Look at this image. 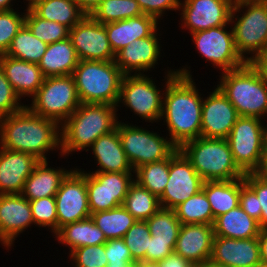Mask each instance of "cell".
<instances>
[{
  "instance_id": "cb8c5ba5",
  "label": "cell",
  "mask_w": 267,
  "mask_h": 267,
  "mask_svg": "<svg viewBox=\"0 0 267 267\" xmlns=\"http://www.w3.org/2000/svg\"><path fill=\"white\" fill-rule=\"evenodd\" d=\"M0 66L21 100H30L45 79L38 64L15 59L5 54L0 55Z\"/></svg>"
},
{
  "instance_id": "8992f818",
  "label": "cell",
  "mask_w": 267,
  "mask_h": 267,
  "mask_svg": "<svg viewBox=\"0 0 267 267\" xmlns=\"http://www.w3.org/2000/svg\"><path fill=\"white\" fill-rule=\"evenodd\" d=\"M166 68H164L165 76H163L165 79L162 80L165 81L161 87L158 86L157 80L152 79L150 77L152 75L148 73L123 75L117 110L125 107V109H130V112H133L132 116L140 117L141 122L145 120L151 124L155 122L158 124L162 115L166 85L177 75L175 68L171 69L169 66Z\"/></svg>"
},
{
  "instance_id": "30bf717a",
  "label": "cell",
  "mask_w": 267,
  "mask_h": 267,
  "mask_svg": "<svg viewBox=\"0 0 267 267\" xmlns=\"http://www.w3.org/2000/svg\"><path fill=\"white\" fill-rule=\"evenodd\" d=\"M30 101L26 106L33 113L60 126L81 104L72 75L46 77Z\"/></svg>"
},
{
  "instance_id": "f1b7e54d",
  "label": "cell",
  "mask_w": 267,
  "mask_h": 267,
  "mask_svg": "<svg viewBox=\"0 0 267 267\" xmlns=\"http://www.w3.org/2000/svg\"><path fill=\"white\" fill-rule=\"evenodd\" d=\"M53 236L58 244L68 247V254L79 247L105 244L108 241L91 217L68 223L58 229Z\"/></svg>"
},
{
  "instance_id": "9c48e42d",
  "label": "cell",
  "mask_w": 267,
  "mask_h": 267,
  "mask_svg": "<svg viewBox=\"0 0 267 267\" xmlns=\"http://www.w3.org/2000/svg\"><path fill=\"white\" fill-rule=\"evenodd\" d=\"M119 120L116 126L125 154L133 170L141 165L169 158L178 147L158 131ZM147 128V129H146Z\"/></svg>"
},
{
  "instance_id": "e7e4bbea",
  "label": "cell",
  "mask_w": 267,
  "mask_h": 267,
  "mask_svg": "<svg viewBox=\"0 0 267 267\" xmlns=\"http://www.w3.org/2000/svg\"><path fill=\"white\" fill-rule=\"evenodd\" d=\"M259 267H267V263H261Z\"/></svg>"
},
{
  "instance_id": "9f6ffc18",
  "label": "cell",
  "mask_w": 267,
  "mask_h": 267,
  "mask_svg": "<svg viewBox=\"0 0 267 267\" xmlns=\"http://www.w3.org/2000/svg\"><path fill=\"white\" fill-rule=\"evenodd\" d=\"M255 173L267 183V148L261 161V165Z\"/></svg>"
},
{
  "instance_id": "681fc988",
  "label": "cell",
  "mask_w": 267,
  "mask_h": 267,
  "mask_svg": "<svg viewBox=\"0 0 267 267\" xmlns=\"http://www.w3.org/2000/svg\"><path fill=\"white\" fill-rule=\"evenodd\" d=\"M239 206L252 218L258 221L260 226L261 208L255 192L241 178Z\"/></svg>"
},
{
  "instance_id": "8d00e7d4",
  "label": "cell",
  "mask_w": 267,
  "mask_h": 267,
  "mask_svg": "<svg viewBox=\"0 0 267 267\" xmlns=\"http://www.w3.org/2000/svg\"><path fill=\"white\" fill-rule=\"evenodd\" d=\"M169 180V158L147 163L134 170V181L158 198L163 194Z\"/></svg>"
},
{
  "instance_id": "4fadbf2b",
  "label": "cell",
  "mask_w": 267,
  "mask_h": 267,
  "mask_svg": "<svg viewBox=\"0 0 267 267\" xmlns=\"http://www.w3.org/2000/svg\"><path fill=\"white\" fill-rule=\"evenodd\" d=\"M134 172H87L86 188L91 213L107 211L122 206Z\"/></svg>"
},
{
  "instance_id": "5bb4252c",
  "label": "cell",
  "mask_w": 267,
  "mask_h": 267,
  "mask_svg": "<svg viewBox=\"0 0 267 267\" xmlns=\"http://www.w3.org/2000/svg\"><path fill=\"white\" fill-rule=\"evenodd\" d=\"M57 211V231L68 223L90 217L88 193L86 188V170L73 168L62 180L54 196Z\"/></svg>"
},
{
  "instance_id": "3957f363",
  "label": "cell",
  "mask_w": 267,
  "mask_h": 267,
  "mask_svg": "<svg viewBox=\"0 0 267 267\" xmlns=\"http://www.w3.org/2000/svg\"><path fill=\"white\" fill-rule=\"evenodd\" d=\"M118 112L117 106L110 104L81 103L60 126L59 157L67 158L70 154L74 155V152H87L100 136L116 129L120 120Z\"/></svg>"
},
{
  "instance_id": "ab89813d",
  "label": "cell",
  "mask_w": 267,
  "mask_h": 267,
  "mask_svg": "<svg viewBox=\"0 0 267 267\" xmlns=\"http://www.w3.org/2000/svg\"><path fill=\"white\" fill-rule=\"evenodd\" d=\"M151 236L155 240L177 241L181 223L175 210L160 208L146 220Z\"/></svg>"
},
{
  "instance_id": "7dc6e473",
  "label": "cell",
  "mask_w": 267,
  "mask_h": 267,
  "mask_svg": "<svg viewBox=\"0 0 267 267\" xmlns=\"http://www.w3.org/2000/svg\"><path fill=\"white\" fill-rule=\"evenodd\" d=\"M143 14L156 18L159 22L163 20L168 11H179L181 0H136Z\"/></svg>"
},
{
  "instance_id": "d6a6232c",
  "label": "cell",
  "mask_w": 267,
  "mask_h": 267,
  "mask_svg": "<svg viewBox=\"0 0 267 267\" xmlns=\"http://www.w3.org/2000/svg\"><path fill=\"white\" fill-rule=\"evenodd\" d=\"M90 217L103 231L107 240L123 238L127 230L137 221L123 205L107 211L91 213Z\"/></svg>"
},
{
  "instance_id": "d590c367",
  "label": "cell",
  "mask_w": 267,
  "mask_h": 267,
  "mask_svg": "<svg viewBox=\"0 0 267 267\" xmlns=\"http://www.w3.org/2000/svg\"><path fill=\"white\" fill-rule=\"evenodd\" d=\"M174 210L181 224L213 225L211 205L203 190L189 197Z\"/></svg>"
},
{
  "instance_id": "83f0119b",
  "label": "cell",
  "mask_w": 267,
  "mask_h": 267,
  "mask_svg": "<svg viewBox=\"0 0 267 267\" xmlns=\"http://www.w3.org/2000/svg\"><path fill=\"white\" fill-rule=\"evenodd\" d=\"M80 59L71 39L48 44V47L38 63L44 77L72 75Z\"/></svg>"
},
{
  "instance_id": "ffe728a7",
  "label": "cell",
  "mask_w": 267,
  "mask_h": 267,
  "mask_svg": "<svg viewBox=\"0 0 267 267\" xmlns=\"http://www.w3.org/2000/svg\"><path fill=\"white\" fill-rule=\"evenodd\" d=\"M34 225L31 205L21 194L0 195V244L9 252L16 238Z\"/></svg>"
},
{
  "instance_id": "7a4b0ae2",
  "label": "cell",
  "mask_w": 267,
  "mask_h": 267,
  "mask_svg": "<svg viewBox=\"0 0 267 267\" xmlns=\"http://www.w3.org/2000/svg\"><path fill=\"white\" fill-rule=\"evenodd\" d=\"M0 147L30 153L40 161H48V153L59 151L61 155L60 125L36 115L25 106L0 118Z\"/></svg>"
},
{
  "instance_id": "ba28073f",
  "label": "cell",
  "mask_w": 267,
  "mask_h": 267,
  "mask_svg": "<svg viewBox=\"0 0 267 267\" xmlns=\"http://www.w3.org/2000/svg\"><path fill=\"white\" fill-rule=\"evenodd\" d=\"M230 22L236 49L246 62L267 51V3L235 0Z\"/></svg>"
},
{
  "instance_id": "7c38bea8",
  "label": "cell",
  "mask_w": 267,
  "mask_h": 267,
  "mask_svg": "<svg viewBox=\"0 0 267 267\" xmlns=\"http://www.w3.org/2000/svg\"><path fill=\"white\" fill-rule=\"evenodd\" d=\"M230 27V28H229ZM192 42L201 58L222 72L242 67L247 62L238 53L231 22L190 34Z\"/></svg>"
},
{
  "instance_id": "4dcf8cb0",
  "label": "cell",
  "mask_w": 267,
  "mask_h": 267,
  "mask_svg": "<svg viewBox=\"0 0 267 267\" xmlns=\"http://www.w3.org/2000/svg\"><path fill=\"white\" fill-rule=\"evenodd\" d=\"M241 178L228 181H205L202 190L211 205L213 223L216 217L239 206Z\"/></svg>"
},
{
  "instance_id": "484cf974",
  "label": "cell",
  "mask_w": 267,
  "mask_h": 267,
  "mask_svg": "<svg viewBox=\"0 0 267 267\" xmlns=\"http://www.w3.org/2000/svg\"><path fill=\"white\" fill-rule=\"evenodd\" d=\"M156 18L142 14L137 17L104 24L110 46L115 55L137 39L151 36L161 25Z\"/></svg>"
},
{
  "instance_id": "8fae6325",
  "label": "cell",
  "mask_w": 267,
  "mask_h": 267,
  "mask_svg": "<svg viewBox=\"0 0 267 267\" xmlns=\"http://www.w3.org/2000/svg\"><path fill=\"white\" fill-rule=\"evenodd\" d=\"M237 166L246 173H255L267 148L265 120L239 116L226 138Z\"/></svg>"
},
{
  "instance_id": "9a60e30c",
  "label": "cell",
  "mask_w": 267,
  "mask_h": 267,
  "mask_svg": "<svg viewBox=\"0 0 267 267\" xmlns=\"http://www.w3.org/2000/svg\"><path fill=\"white\" fill-rule=\"evenodd\" d=\"M203 183L191 162L178 148L169 157V180L159 197L161 208L174 210L202 190Z\"/></svg>"
},
{
  "instance_id": "be15d7a7",
  "label": "cell",
  "mask_w": 267,
  "mask_h": 267,
  "mask_svg": "<svg viewBox=\"0 0 267 267\" xmlns=\"http://www.w3.org/2000/svg\"><path fill=\"white\" fill-rule=\"evenodd\" d=\"M251 1L267 3V0H251Z\"/></svg>"
},
{
  "instance_id": "74e56055",
  "label": "cell",
  "mask_w": 267,
  "mask_h": 267,
  "mask_svg": "<svg viewBox=\"0 0 267 267\" xmlns=\"http://www.w3.org/2000/svg\"><path fill=\"white\" fill-rule=\"evenodd\" d=\"M136 0H104L91 17L102 24L142 15Z\"/></svg>"
},
{
  "instance_id": "680465c9",
  "label": "cell",
  "mask_w": 267,
  "mask_h": 267,
  "mask_svg": "<svg viewBox=\"0 0 267 267\" xmlns=\"http://www.w3.org/2000/svg\"><path fill=\"white\" fill-rule=\"evenodd\" d=\"M198 267H225V266L215 264V263H213V262H211L209 260V261L205 262L204 264H202V265H200Z\"/></svg>"
},
{
  "instance_id": "603a6c76",
  "label": "cell",
  "mask_w": 267,
  "mask_h": 267,
  "mask_svg": "<svg viewBox=\"0 0 267 267\" xmlns=\"http://www.w3.org/2000/svg\"><path fill=\"white\" fill-rule=\"evenodd\" d=\"M213 238V225L182 224L174 252L200 266L210 260Z\"/></svg>"
},
{
  "instance_id": "816d5d0a",
  "label": "cell",
  "mask_w": 267,
  "mask_h": 267,
  "mask_svg": "<svg viewBox=\"0 0 267 267\" xmlns=\"http://www.w3.org/2000/svg\"><path fill=\"white\" fill-rule=\"evenodd\" d=\"M249 63L258 72L264 85L267 87V51L255 56Z\"/></svg>"
},
{
  "instance_id": "f6af8a7d",
  "label": "cell",
  "mask_w": 267,
  "mask_h": 267,
  "mask_svg": "<svg viewBox=\"0 0 267 267\" xmlns=\"http://www.w3.org/2000/svg\"><path fill=\"white\" fill-rule=\"evenodd\" d=\"M21 101L0 66V118L24 108L26 102L22 103Z\"/></svg>"
},
{
  "instance_id": "d6986e66",
  "label": "cell",
  "mask_w": 267,
  "mask_h": 267,
  "mask_svg": "<svg viewBox=\"0 0 267 267\" xmlns=\"http://www.w3.org/2000/svg\"><path fill=\"white\" fill-rule=\"evenodd\" d=\"M213 89L203 95L201 137L226 139L239 115L221 90L215 85Z\"/></svg>"
},
{
  "instance_id": "60d3db41",
  "label": "cell",
  "mask_w": 267,
  "mask_h": 267,
  "mask_svg": "<svg viewBox=\"0 0 267 267\" xmlns=\"http://www.w3.org/2000/svg\"><path fill=\"white\" fill-rule=\"evenodd\" d=\"M151 237L146 221H136L123 236L134 261L146 262V251Z\"/></svg>"
},
{
  "instance_id": "7bdbcfd3",
  "label": "cell",
  "mask_w": 267,
  "mask_h": 267,
  "mask_svg": "<svg viewBox=\"0 0 267 267\" xmlns=\"http://www.w3.org/2000/svg\"><path fill=\"white\" fill-rule=\"evenodd\" d=\"M34 227L47 228L54 235L57 232V211L54 196L29 201Z\"/></svg>"
},
{
  "instance_id": "5b68a950",
  "label": "cell",
  "mask_w": 267,
  "mask_h": 267,
  "mask_svg": "<svg viewBox=\"0 0 267 267\" xmlns=\"http://www.w3.org/2000/svg\"><path fill=\"white\" fill-rule=\"evenodd\" d=\"M217 86L239 116L267 119V87L250 63L219 73Z\"/></svg>"
},
{
  "instance_id": "836d02e7",
  "label": "cell",
  "mask_w": 267,
  "mask_h": 267,
  "mask_svg": "<svg viewBox=\"0 0 267 267\" xmlns=\"http://www.w3.org/2000/svg\"><path fill=\"white\" fill-rule=\"evenodd\" d=\"M123 206L137 221H146L161 208L159 198L136 181L130 185Z\"/></svg>"
},
{
  "instance_id": "52a82bcc",
  "label": "cell",
  "mask_w": 267,
  "mask_h": 267,
  "mask_svg": "<svg viewBox=\"0 0 267 267\" xmlns=\"http://www.w3.org/2000/svg\"><path fill=\"white\" fill-rule=\"evenodd\" d=\"M123 73L113 61L80 60L72 73L81 103L117 106Z\"/></svg>"
},
{
  "instance_id": "f546056e",
  "label": "cell",
  "mask_w": 267,
  "mask_h": 267,
  "mask_svg": "<svg viewBox=\"0 0 267 267\" xmlns=\"http://www.w3.org/2000/svg\"><path fill=\"white\" fill-rule=\"evenodd\" d=\"M214 236L247 239L258 237L261 231L258 221L250 217L240 206L215 218Z\"/></svg>"
},
{
  "instance_id": "11a10c76",
  "label": "cell",
  "mask_w": 267,
  "mask_h": 267,
  "mask_svg": "<svg viewBox=\"0 0 267 267\" xmlns=\"http://www.w3.org/2000/svg\"><path fill=\"white\" fill-rule=\"evenodd\" d=\"M258 238L261 263H267V229H261Z\"/></svg>"
},
{
  "instance_id": "e0dca14e",
  "label": "cell",
  "mask_w": 267,
  "mask_h": 267,
  "mask_svg": "<svg viewBox=\"0 0 267 267\" xmlns=\"http://www.w3.org/2000/svg\"><path fill=\"white\" fill-rule=\"evenodd\" d=\"M69 38L80 60L113 61V52L104 24L85 16L72 29Z\"/></svg>"
},
{
  "instance_id": "91938a15",
  "label": "cell",
  "mask_w": 267,
  "mask_h": 267,
  "mask_svg": "<svg viewBox=\"0 0 267 267\" xmlns=\"http://www.w3.org/2000/svg\"><path fill=\"white\" fill-rule=\"evenodd\" d=\"M125 267H143V262L133 261L131 263H128Z\"/></svg>"
},
{
  "instance_id": "2e32d148",
  "label": "cell",
  "mask_w": 267,
  "mask_h": 267,
  "mask_svg": "<svg viewBox=\"0 0 267 267\" xmlns=\"http://www.w3.org/2000/svg\"><path fill=\"white\" fill-rule=\"evenodd\" d=\"M234 2L235 0H181L179 27L192 34L227 25L231 21Z\"/></svg>"
},
{
  "instance_id": "7402d4cb",
  "label": "cell",
  "mask_w": 267,
  "mask_h": 267,
  "mask_svg": "<svg viewBox=\"0 0 267 267\" xmlns=\"http://www.w3.org/2000/svg\"><path fill=\"white\" fill-rule=\"evenodd\" d=\"M39 162L30 153L0 147V195L21 194L25 181Z\"/></svg>"
},
{
  "instance_id": "6da1fadb",
  "label": "cell",
  "mask_w": 267,
  "mask_h": 267,
  "mask_svg": "<svg viewBox=\"0 0 267 267\" xmlns=\"http://www.w3.org/2000/svg\"><path fill=\"white\" fill-rule=\"evenodd\" d=\"M175 71L177 75L164 91L160 121L163 120L162 125H166V135L180 148L185 142L201 137L204 94L196 86L188 64Z\"/></svg>"
},
{
  "instance_id": "ac0fdd59",
  "label": "cell",
  "mask_w": 267,
  "mask_h": 267,
  "mask_svg": "<svg viewBox=\"0 0 267 267\" xmlns=\"http://www.w3.org/2000/svg\"><path fill=\"white\" fill-rule=\"evenodd\" d=\"M159 31L158 28L151 36L135 40L116 54L115 63L124 75L149 74L159 65L163 58L160 39L163 34Z\"/></svg>"
},
{
  "instance_id": "bcb514c9",
  "label": "cell",
  "mask_w": 267,
  "mask_h": 267,
  "mask_svg": "<svg viewBox=\"0 0 267 267\" xmlns=\"http://www.w3.org/2000/svg\"><path fill=\"white\" fill-rule=\"evenodd\" d=\"M105 253L108 260L106 267H125L134 261L123 238L109 239L105 243Z\"/></svg>"
},
{
  "instance_id": "e575fe53",
  "label": "cell",
  "mask_w": 267,
  "mask_h": 267,
  "mask_svg": "<svg viewBox=\"0 0 267 267\" xmlns=\"http://www.w3.org/2000/svg\"><path fill=\"white\" fill-rule=\"evenodd\" d=\"M48 44L35 37L24 24L13 38L5 55L38 64L44 55Z\"/></svg>"
},
{
  "instance_id": "44dd1931",
  "label": "cell",
  "mask_w": 267,
  "mask_h": 267,
  "mask_svg": "<svg viewBox=\"0 0 267 267\" xmlns=\"http://www.w3.org/2000/svg\"><path fill=\"white\" fill-rule=\"evenodd\" d=\"M210 261L225 267H259V238L231 239L214 236Z\"/></svg>"
},
{
  "instance_id": "f5cc1de1",
  "label": "cell",
  "mask_w": 267,
  "mask_h": 267,
  "mask_svg": "<svg viewBox=\"0 0 267 267\" xmlns=\"http://www.w3.org/2000/svg\"><path fill=\"white\" fill-rule=\"evenodd\" d=\"M161 267H198L187 260H185L182 256L179 254L173 252L167 257H165L163 260L159 262Z\"/></svg>"
},
{
  "instance_id": "d4e9b609",
  "label": "cell",
  "mask_w": 267,
  "mask_h": 267,
  "mask_svg": "<svg viewBox=\"0 0 267 267\" xmlns=\"http://www.w3.org/2000/svg\"><path fill=\"white\" fill-rule=\"evenodd\" d=\"M92 158L96 163L95 171L88 172H134L131 163L123 149L117 128L110 133L100 136L91 147Z\"/></svg>"
},
{
  "instance_id": "1f68e13d",
  "label": "cell",
  "mask_w": 267,
  "mask_h": 267,
  "mask_svg": "<svg viewBox=\"0 0 267 267\" xmlns=\"http://www.w3.org/2000/svg\"><path fill=\"white\" fill-rule=\"evenodd\" d=\"M37 16L72 29L86 15L74 0H36L28 6Z\"/></svg>"
},
{
  "instance_id": "c3c4849f",
  "label": "cell",
  "mask_w": 267,
  "mask_h": 267,
  "mask_svg": "<svg viewBox=\"0 0 267 267\" xmlns=\"http://www.w3.org/2000/svg\"><path fill=\"white\" fill-rule=\"evenodd\" d=\"M244 182L255 192L261 208L260 228L267 229V183L256 173H246Z\"/></svg>"
},
{
  "instance_id": "6125c7cd",
  "label": "cell",
  "mask_w": 267,
  "mask_h": 267,
  "mask_svg": "<svg viewBox=\"0 0 267 267\" xmlns=\"http://www.w3.org/2000/svg\"><path fill=\"white\" fill-rule=\"evenodd\" d=\"M34 1H36V0H23V4H26V7H28V6H30Z\"/></svg>"
},
{
  "instance_id": "f907efd6",
  "label": "cell",
  "mask_w": 267,
  "mask_h": 267,
  "mask_svg": "<svg viewBox=\"0 0 267 267\" xmlns=\"http://www.w3.org/2000/svg\"><path fill=\"white\" fill-rule=\"evenodd\" d=\"M177 241L155 240V237L149 238V245L146 251V262L159 263L165 257L174 252Z\"/></svg>"
},
{
  "instance_id": "6f0895ef",
  "label": "cell",
  "mask_w": 267,
  "mask_h": 267,
  "mask_svg": "<svg viewBox=\"0 0 267 267\" xmlns=\"http://www.w3.org/2000/svg\"><path fill=\"white\" fill-rule=\"evenodd\" d=\"M15 1V2H14ZM17 0H0V11H10L14 9Z\"/></svg>"
},
{
  "instance_id": "db71d44e",
  "label": "cell",
  "mask_w": 267,
  "mask_h": 267,
  "mask_svg": "<svg viewBox=\"0 0 267 267\" xmlns=\"http://www.w3.org/2000/svg\"><path fill=\"white\" fill-rule=\"evenodd\" d=\"M86 16H91L104 0H74Z\"/></svg>"
},
{
  "instance_id": "4316f807",
  "label": "cell",
  "mask_w": 267,
  "mask_h": 267,
  "mask_svg": "<svg viewBox=\"0 0 267 267\" xmlns=\"http://www.w3.org/2000/svg\"><path fill=\"white\" fill-rule=\"evenodd\" d=\"M49 163V161H40L25 181L21 195L29 201L55 196L62 180L74 168L72 166L70 169H65L63 165L52 167Z\"/></svg>"
},
{
  "instance_id": "277c9868",
  "label": "cell",
  "mask_w": 267,
  "mask_h": 267,
  "mask_svg": "<svg viewBox=\"0 0 267 267\" xmlns=\"http://www.w3.org/2000/svg\"><path fill=\"white\" fill-rule=\"evenodd\" d=\"M179 150L191 162L203 181H228L244 178L227 139L198 137L185 142Z\"/></svg>"
},
{
  "instance_id": "ee69618b",
  "label": "cell",
  "mask_w": 267,
  "mask_h": 267,
  "mask_svg": "<svg viewBox=\"0 0 267 267\" xmlns=\"http://www.w3.org/2000/svg\"><path fill=\"white\" fill-rule=\"evenodd\" d=\"M67 256L70 260L67 267H106L108 264L105 244L79 247Z\"/></svg>"
},
{
  "instance_id": "94428289",
  "label": "cell",
  "mask_w": 267,
  "mask_h": 267,
  "mask_svg": "<svg viewBox=\"0 0 267 267\" xmlns=\"http://www.w3.org/2000/svg\"><path fill=\"white\" fill-rule=\"evenodd\" d=\"M143 267H161L159 263L156 262H143Z\"/></svg>"
},
{
  "instance_id": "f35d334b",
  "label": "cell",
  "mask_w": 267,
  "mask_h": 267,
  "mask_svg": "<svg viewBox=\"0 0 267 267\" xmlns=\"http://www.w3.org/2000/svg\"><path fill=\"white\" fill-rule=\"evenodd\" d=\"M25 25L41 41L52 44L69 37V28L58 22L45 20L26 7Z\"/></svg>"
},
{
  "instance_id": "b9f144b4",
  "label": "cell",
  "mask_w": 267,
  "mask_h": 267,
  "mask_svg": "<svg viewBox=\"0 0 267 267\" xmlns=\"http://www.w3.org/2000/svg\"><path fill=\"white\" fill-rule=\"evenodd\" d=\"M24 8L23 12H18L20 10L16 7L10 11H0V55L6 53L13 38L25 24Z\"/></svg>"
}]
</instances>
